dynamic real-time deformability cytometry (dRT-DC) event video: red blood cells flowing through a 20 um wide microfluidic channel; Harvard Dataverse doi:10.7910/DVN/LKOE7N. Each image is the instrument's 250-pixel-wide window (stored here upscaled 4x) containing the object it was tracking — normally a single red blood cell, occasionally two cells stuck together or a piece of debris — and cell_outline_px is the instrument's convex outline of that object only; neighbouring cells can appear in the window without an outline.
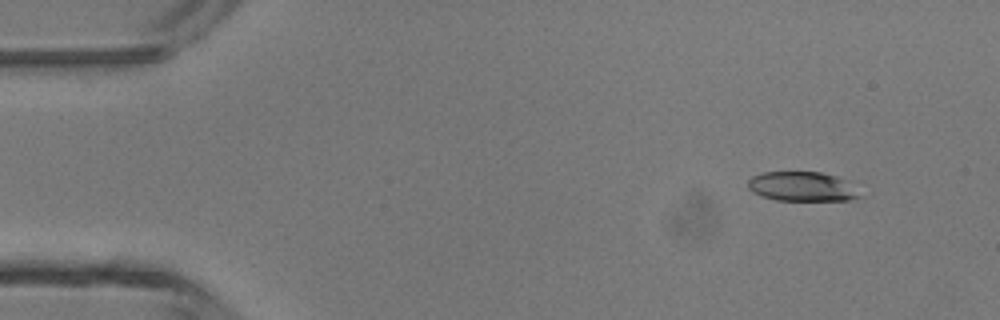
{"species": "common noctule bat (a hibernating species)", "species_latin": "Nyctalus noctula", "temperature_condition": "room temperature", "stored_images_in_passage": 14, "camera_frame_rate_fps": 3000, "um_per_image_px": 0.085, "animal": {"sex": "male", "body_mass_g": 13.3}, "frame": {"image": 1, "passage_image": 2, "time_ms": 0.333, "image_size_px": [1000, 320], "cell_outline_px": [[864, 196], [848, 200], [776, 200], [760, 196], [752, 192], [748, 188], [748, 180], [752, 176], [764, 172], [820, 172], [836, 176], [848, 180]], "centroid_in_image_um": [68.2, 15.86], "position_along_channel_um": 16.8, "area_um2": 19.42}}
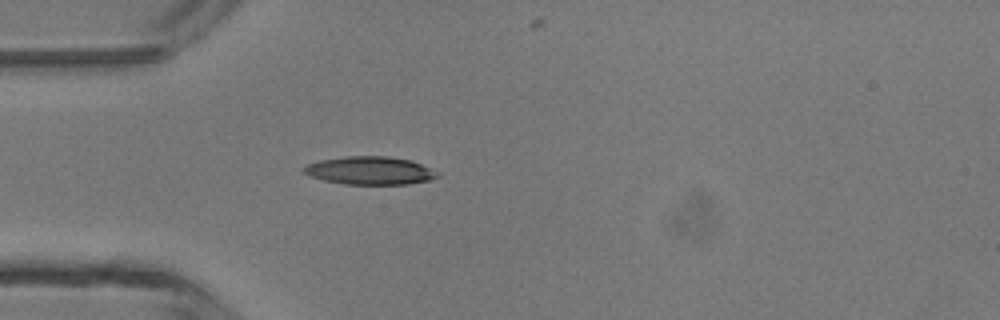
{"frame": {"image": 2, "passage_image": 11, "time_ms": 3.333, "image_size_px": [1000, 320], "cell_outline_px": [[440, 176], [432, 180], [408, 184], [344, 184], [324, 180], [308, 176], [300, 168], [308, 164], [320, 160], [344, 156], [388, 156], [412, 160], [440, 172]], "centroid_in_image_um": [31.47, 14.5], "position_along_channel_um": 53.5, "area_um2": 22.14}}